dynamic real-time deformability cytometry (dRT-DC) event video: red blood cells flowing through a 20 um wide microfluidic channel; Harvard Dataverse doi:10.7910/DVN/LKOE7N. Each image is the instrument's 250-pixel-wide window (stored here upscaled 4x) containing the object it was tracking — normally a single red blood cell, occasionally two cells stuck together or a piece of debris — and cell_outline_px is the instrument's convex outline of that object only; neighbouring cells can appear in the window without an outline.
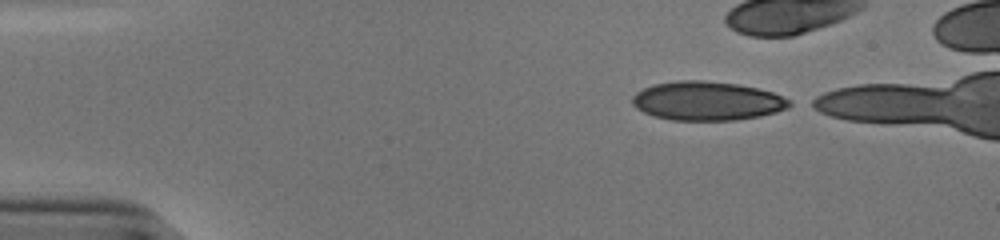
{"species": "human", "species_latin": "Homo sapiens", "temperature_condition": "cold", "stored_images_in_passage": 35, "camera_frame_rate_fps": 3000, "um_per_image_px": 0.085, "donor": {"sex": "male"}, "frame": {"image": 1, "passage_image": 1, "time_ms": 0.0, "image_size_px": [1000, 240], "cell_outline_px": [[796, 104], [788, 108], [776, 112], [760, 116], [736, 120], [672, 120], [656, 116], [644, 112], [636, 108], [632, 104], [632, 96], [636, 92], [652, 84], [680, 80], [704, 80], [740, 84], [772, 92], [792, 100]], "centroid_in_image_um": [60.14, 8.57], "position_along_channel_um": 24.9, "area_um2": 35.89}}
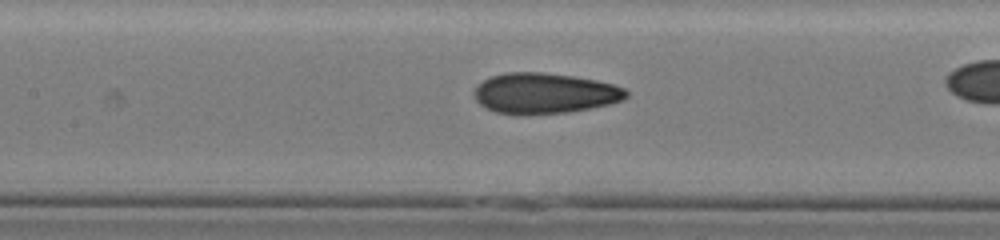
{"frame": {"image": 2, "passage_image": 18, "time_ms": 5.667, "image_size_px": [1000, 240], "cell_outline_px": [[628, 96], [624, 100], [592, 108], [568, 112], [520, 116], [516, 116], [496, 112], [480, 104], [476, 100], [476, 88], [484, 80], [492, 76], [504, 72], [540, 72], [572, 76], [596, 80], [612, 84], [624, 88], [628, 92]], "centroid_in_image_um": [46.3, 7.95], "position_along_channel_um": 161.1, "area_um2": 36.07}}
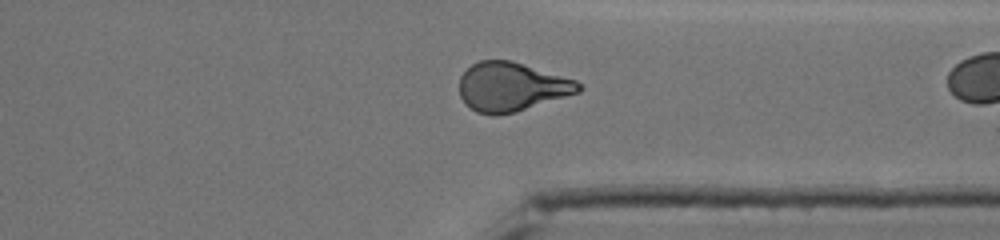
{"frame": {"image": 3, "passage_image": 34, "time_ms": 11.0, "image_size_px": [1000, 240], "cell_outline_px": [[584, 88], [580, 92], [516, 112], [492, 116], [476, 112], [468, 108], [464, 104], [460, 96], [460, 76], [472, 64], [480, 60], [512, 60], [576, 80]], "centroid_in_image_um": [43.47, 7.39], "position_along_channel_um": 367.9, "area_um2": 34.28}}